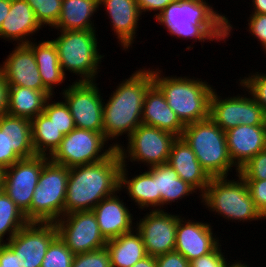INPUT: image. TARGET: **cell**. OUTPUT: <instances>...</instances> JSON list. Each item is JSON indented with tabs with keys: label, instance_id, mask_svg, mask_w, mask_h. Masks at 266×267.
<instances>
[{
	"label": "cell",
	"instance_id": "1",
	"mask_svg": "<svg viewBox=\"0 0 266 267\" xmlns=\"http://www.w3.org/2000/svg\"><path fill=\"white\" fill-rule=\"evenodd\" d=\"M218 12L205 0H177L167 5L155 19L178 39L226 42L234 28L228 17Z\"/></svg>",
	"mask_w": 266,
	"mask_h": 267
},
{
	"label": "cell",
	"instance_id": "2",
	"mask_svg": "<svg viewBox=\"0 0 266 267\" xmlns=\"http://www.w3.org/2000/svg\"><path fill=\"white\" fill-rule=\"evenodd\" d=\"M143 67L118 84L115 91L109 95L103 104V134L108 141H115L112 145L117 149L118 137L127 135L142 123V108L144 97L148 89L154 84L152 69Z\"/></svg>",
	"mask_w": 266,
	"mask_h": 267
},
{
	"label": "cell",
	"instance_id": "3",
	"mask_svg": "<svg viewBox=\"0 0 266 267\" xmlns=\"http://www.w3.org/2000/svg\"><path fill=\"white\" fill-rule=\"evenodd\" d=\"M121 166L116 149L103 161L69 168L64 215L91 211L101 200L118 192Z\"/></svg>",
	"mask_w": 266,
	"mask_h": 267
},
{
	"label": "cell",
	"instance_id": "4",
	"mask_svg": "<svg viewBox=\"0 0 266 267\" xmlns=\"http://www.w3.org/2000/svg\"><path fill=\"white\" fill-rule=\"evenodd\" d=\"M155 69L152 68L154 84L164 94L168 106L184 125L209 118L213 85L190 76H165L163 70Z\"/></svg>",
	"mask_w": 266,
	"mask_h": 267
},
{
	"label": "cell",
	"instance_id": "5",
	"mask_svg": "<svg viewBox=\"0 0 266 267\" xmlns=\"http://www.w3.org/2000/svg\"><path fill=\"white\" fill-rule=\"evenodd\" d=\"M57 32L53 43L57 48L59 62L64 75L69 71L78 75L75 82H92L98 78L101 55L96 30H69ZM99 48V49H98ZM99 71V72H98ZM97 77V78H96Z\"/></svg>",
	"mask_w": 266,
	"mask_h": 267
},
{
	"label": "cell",
	"instance_id": "6",
	"mask_svg": "<svg viewBox=\"0 0 266 267\" xmlns=\"http://www.w3.org/2000/svg\"><path fill=\"white\" fill-rule=\"evenodd\" d=\"M234 180L227 177H212L201 195V203L206 209L231 222H262L261 211L251 198L245 180L237 174ZM236 180V181H235Z\"/></svg>",
	"mask_w": 266,
	"mask_h": 267
},
{
	"label": "cell",
	"instance_id": "7",
	"mask_svg": "<svg viewBox=\"0 0 266 267\" xmlns=\"http://www.w3.org/2000/svg\"><path fill=\"white\" fill-rule=\"evenodd\" d=\"M181 137L191 147L202 168L211 178L227 177L232 169L236 170V175L239 174V169L228 152L225 131L210 118L185 125Z\"/></svg>",
	"mask_w": 266,
	"mask_h": 267
},
{
	"label": "cell",
	"instance_id": "8",
	"mask_svg": "<svg viewBox=\"0 0 266 267\" xmlns=\"http://www.w3.org/2000/svg\"><path fill=\"white\" fill-rule=\"evenodd\" d=\"M69 168L44 164L30 204V222H56L64 215Z\"/></svg>",
	"mask_w": 266,
	"mask_h": 267
},
{
	"label": "cell",
	"instance_id": "9",
	"mask_svg": "<svg viewBox=\"0 0 266 267\" xmlns=\"http://www.w3.org/2000/svg\"><path fill=\"white\" fill-rule=\"evenodd\" d=\"M107 143L109 141L103 132L75 128L63 137L49 159L68 168L94 164L108 158L116 150L112 144L108 146Z\"/></svg>",
	"mask_w": 266,
	"mask_h": 267
},
{
	"label": "cell",
	"instance_id": "10",
	"mask_svg": "<svg viewBox=\"0 0 266 267\" xmlns=\"http://www.w3.org/2000/svg\"><path fill=\"white\" fill-rule=\"evenodd\" d=\"M176 138L170 132L141 124L127 138V146L121 144L117 150L122 164L138 162L147 164L148 168L168 162L171 146Z\"/></svg>",
	"mask_w": 266,
	"mask_h": 267
},
{
	"label": "cell",
	"instance_id": "11",
	"mask_svg": "<svg viewBox=\"0 0 266 267\" xmlns=\"http://www.w3.org/2000/svg\"><path fill=\"white\" fill-rule=\"evenodd\" d=\"M72 84V85H71ZM61 91L70 109L76 128L103 132V104L101 89L92 82H72Z\"/></svg>",
	"mask_w": 266,
	"mask_h": 267
},
{
	"label": "cell",
	"instance_id": "12",
	"mask_svg": "<svg viewBox=\"0 0 266 267\" xmlns=\"http://www.w3.org/2000/svg\"><path fill=\"white\" fill-rule=\"evenodd\" d=\"M249 94L248 96H246ZM222 98L213 90L210 99L209 118L223 131H227L240 124L266 125V113L248 92Z\"/></svg>",
	"mask_w": 266,
	"mask_h": 267
},
{
	"label": "cell",
	"instance_id": "13",
	"mask_svg": "<svg viewBox=\"0 0 266 267\" xmlns=\"http://www.w3.org/2000/svg\"><path fill=\"white\" fill-rule=\"evenodd\" d=\"M47 156L36 155L21 159L3 169L2 186L7 196L25 214L30 222V204Z\"/></svg>",
	"mask_w": 266,
	"mask_h": 267
},
{
	"label": "cell",
	"instance_id": "14",
	"mask_svg": "<svg viewBox=\"0 0 266 267\" xmlns=\"http://www.w3.org/2000/svg\"><path fill=\"white\" fill-rule=\"evenodd\" d=\"M55 225L59 238L74 255L99 250L107 244L92 210L65 214Z\"/></svg>",
	"mask_w": 266,
	"mask_h": 267
},
{
	"label": "cell",
	"instance_id": "15",
	"mask_svg": "<svg viewBox=\"0 0 266 267\" xmlns=\"http://www.w3.org/2000/svg\"><path fill=\"white\" fill-rule=\"evenodd\" d=\"M57 236L54 222H28L6 244L18 254L20 267H41L49 245Z\"/></svg>",
	"mask_w": 266,
	"mask_h": 267
},
{
	"label": "cell",
	"instance_id": "16",
	"mask_svg": "<svg viewBox=\"0 0 266 267\" xmlns=\"http://www.w3.org/2000/svg\"><path fill=\"white\" fill-rule=\"evenodd\" d=\"M151 210L146 212L135 228L140 232L147 255L157 257L175 251L176 229L180 215Z\"/></svg>",
	"mask_w": 266,
	"mask_h": 267
},
{
	"label": "cell",
	"instance_id": "17",
	"mask_svg": "<svg viewBox=\"0 0 266 267\" xmlns=\"http://www.w3.org/2000/svg\"><path fill=\"white\" fill-rule=\"evenodd\" d=\"M209 223L178 217L175 251L189 262L212 252L219 244V237L213 234Z\"/></svg>",
	"mask_w": 266,
	"mask_h": 267
},
{
	"label": "cell",
	"instance_id": "18",
	"mask_svg": "<svg viewBox=\"0 0 266 267\" xmlns=\"http://www.w3.org/2000/svg\"><path fill=\"white\" fill-rule=\"evenodd\" d=\"M0 64L8 85L47 90L41 81L33 51L27 45H16Z\"/></svg>",
	"mask_w": 266,
	"mask_h": 267
},
{
	"label": "cell",
	"instance_id": "19",
	"mask_svg": "<svg viewBox=\"0 0 266 267\" xmlns=\"http://www.w3.org/2000/svg\"><path fill=\"white\" fill-rule=\"evenodd\" d=\"M228 152L240 169L251 158L266 149V125H238L225 131Z\"/></svg>",
	"mask_w": 266,
	"mask_h": 267
},
{
	"label": "cell",
	"instance_id": "20",
	"mask_svg": "<svg viewBox=\"0 0 266 267\" xmlns=\"http://www.w3.org/2000/svg\"><path fill=\"white\" fill-rule=\"evenodd\" d=\"M105 7L106 15L111 20L112 31L117 36L119 45L128 50L136 39L138 21L142 19L136 0H99V7ZM140 18V19H139Z\"/></svg>",
	"mask_w": 266,
	"mask_h": 267
},
{
	"label": "cell",
	"instance_id": "21",
	"mask_svg": "<svg viewBox=\"0 0 266 267\" xmlns=\"http://www.w3.org/2000/svg\"><path fill=\"white\" fill-rule=\"evenodd\" d=\"M120 190L101 200L93 209L101 234L106 240L119 237L135 228L133 214L117 195Z\"/></svg>",
	"mask_w": 266,
	"mask_h": 267
},
{
	"label": "cell",
	"instance_id": "22",
	"mask_svg": "<svg viewBox=\"0 0 266 267\" xmlns=\"http://www.w3.org/2000/svg\"><path fill=\"white\" fill-rule=\"evenodd\" d=\"M40 29L42 26L29 3L26 0H11L10 11L0 27V38L14 44L16 41L15 45H27L31 42V36Z\"/></svg>",
	"mask_w": 266,
	"mask_h": 267
},
{
	"label": "cell",
	"instance_id": "23",
	"mask_svg": "<svg viewBox=\"0 0 266 267\" xmlns=\"http://www.w3.org/2000/svg\"><path fill=\"white\" fill-rule=\"evenodd\" d=\"M178 174V177L189 183L200 193L205 192L211 177L202 168L195 153L182 137L173 142L167 162Z\"/></svg>",
	"mask_w": 266,
	"mask_h": 267
},
{
	"label": "cell",
	"instance_id": "24",
	"mask_svg": "<svg viewBox=\"0 0 266 267\" xmlns=\"http://www.w3.org/2000/svg\"><path fill=\"white\" fill-rule=\"evenodd\" d=\"M142 123L181 137L185 125L168 106L161 90L153 84L145 94L142 108Z\"/></svg>",
	"mask_w": 266,
	"mask_h": 267
},
{
	"label": "cell",
	"instance_id": "25",
	"mask_svg": "<svg viewBox=\"0 0 266 267\" xmlns=\"http://www.w3.org/2000/svg\"><path fill=\"white\" fill-rule=\"evenodd\" d=\"M128 164H122L120 170V191H126L128 197L141 210H160V193H157L156 181L153 179V166L128 179ZM152 207V208H151ZM157 207V208H156ZM151 208V209H150ZM154 208V209H153Z\"/></svg>",
	"mask_w": 266,
	"mask_h": 267
},
{
	"label": "cell",
	"instance_id": "26",
	"mask_svg": "<svg viewBox=\"0 0 266 267\" xmlns=\"http://www.w3.org/2000/svg\"><path fill=\"white\" fill-rule=\"evenodd\" d=\"M27 46L33 51L43 86L54 95L56 85L64 83L66 79L56 46L52 40L39 41L38 44L32 40Z\"/></svg>",
	"mask_w": 266,
	"mask_h": 267
},
{
	"label": "cell",
	"instance_id": "27",
	"mask_svg": "<svg viewBox=\"0 0 266 267\" xmlns=\"http://www.w3.org/2000/svg\"><path fill=\"white\" fill-rule=\"evenodd\" d=\"M105 247L109 252L111 267H132L147 256L143 238L136 228L107 240Z\"/></svg>",
	"mask_w": 266,
	"mask_h": 267
},
{
	"label": "cell",
	"instance_id": "28",
	"mask_svg": "<svg viewBox=\"0 0 266 267\" xmlns=\"http://www.w3.org/2000/svg\"><path fill=\"white\" fill-rule=\"evenodd\" d=\"M97 10L99 0H62L61 14L53 28L61 31L96 29L92 19Z\"/></svg>",
	"mask_w": 266,
	"mask_h": 267
},
{
	"label": "cell",
	"instance_id": "29",
	"mask_svg": "<svg viewBox=\"0 0 266 267\" xmlns=\"http://www.w3.org/2000/svg\"><path fill=\"white\" fill-rule=\"evenodd\" d=\"M153 179L156 181L157 193H160V210H164L165 205L197 192L193 186L179 178L168 163L153 166Z\"/></svg>",
	"mask_w": 266,
	"mask_h": 267
},
{
	"label": "cell",
	"instance_id": "30",
	"mask_svg": "<svg viewBox=\"0 0 266 267\" xmlns=\"http://www.w3.org/2000/svg\"><path fill=\"white\" fill-rule=\"evenodd\" d=\"M52 95L48 90L9 85L7 114L32 120L43 112L46 100Z\"/></svg>",
	"mask_w": 266,
	"mask_h": 267
},
{
	"label": "cell",
	"instance_id": "31",
	"mask_svg": "<svg viewBox=\"0 0 266 267\" xmlns=\"http://www.w3.org/2000/svg\"><path fill=\"white\" fill-rule=\"evenodd\" d=\"M31 126L36 155L50 157L59 147L64 135L44 112L31 120Z\"/></svg>",
	"mask_w": 266,
	"mask_h": 267
},
{
	"label": "cell",
	"instance_id": "32",
	"mask_svg": "<svg viewBox=\"0 0 266 267\" xmlns=\"http://www.w3.org/2000/svg\"><path fill=\"white\" fill-rule=\"evenodd\" d=\"M8 140L9 148H12L21 159L36 156L30 119L8 115Z\"/></svg>",
	"mask_w": 266,
	"mask_h": 267
},
{
	"label": "cell",
	"instance_id": "33",
	"mask_svg": "<svg viewBox=\"0 0 266 267\" xmlns=\"http://www.w3.org/2000/svg\"><path fill=\"white\" fill-rule=\"evenodd\" d=\"M28 222L25 214L3 191L0 194V244L8 242ZM5 235H9L6 240Z\"/></svg>",
	"mask_w": 266,
	"mask_h": 267
},
{
	"label": "cell",
	"instance_id": "34",
	"mask_svg": "<svg viewBox=\"0 0 266 267\" xmlns=\"http://www.w3.org/2000/svg\"><path fill=\"white\" fill-rule=\"evenodd\" d=\"M54 96L49 97L44 105L43 112L51 119V122L65 136L75 129L73 117L66 102L52 101ZM51 101V102H50Z\"/></svg>",
	"mask_w": 266,
	"mask_h": 267
},
{
	"label": "cell",
	"instance_id": "35",
	"mask_svg": "<svg viewBox=\"0 0 266 267\" xmlns=\"http://www.w3.org/2000/svg\"><path fill=\"white\" fill-rule=\"evenodd\" d=\"M41 26L53 28L59 20L62 0H26Z\"/></svg>",
	"mask_w": 266,
	"mask_h": 267
},
{
	"label": "cell",
	"instance_id": "36",
	"mask_svg": "<svg viewBox=\"0 0 266 267\" xmlns=\"http://www.w3.org/2000/svg\"><path fill=\"white\" fill-rule=\"evenodd\" d=\"M74 254L57 236L49 245L41 267H71Z\"/></svg>",
	"mask_w": 266,
	"mask_h": 267
},
{
	"label": "cell",
	"instance_id": "37",
	"mask_svg": "<svg viewBox=\"0 0 266 267\" xmlns=\"http://www.w3.org/2000/svg\"><path fill=\"white\" fill-rule=\"evenodd\" d=\"M250 74L243 79L240 77L239 86L243 88V91L249 92L266 113V73L252 72Z\"/></svg>",
	"mask_w": 266,
	"mask_h": 267
},
{
	"label": "cell",
	"instance_id": "38",
	"mask_svg": "<svg viewBox=\"0 0 266 267\" xmlns=\"http://www.w3.org/2000/svg\"><path fill=\"white\" fill-rule=\"evenodd\" d=\"M71 267H111L108 250L105 248L75 254Z\"/></svg>",
	"mask_w": 266,
	"mask_h": 267
},
{
	"label": "cell",
	"instance_id": "39",
	"mask_svg": "<svg viewBox=\"0 0 266 267\" xmlns=\"http://www.w3.org/2000/svg\"><path fill=\"white\" fill-rule=\"evenodd\" d=\"M21 158L9 148L8 140V114L0 115V167H10Z\"/></svg>",
	"mask_w": 266,
	"mask_h": 267
},
{
	"label": "cell",
	"instance_id": "40",
	"mask_svg": "<svg viewBox=\"0 0 266 267\" xmlns=\"http://www.w3.org/2000/svg\"><path fill=\"white\" fill-rule=\"evenodd\" d=\"M244 180L266 179V149L259 152L239 169Z\"/></svg>",
	"mask_w": 266,
	"mask_h": 267
},
{
	"label": "cell",
	"instance_id": "41",
	"mask_svg": "<svg viewBox=\"0 0 266 267\" xmlns=\"http://www.w3.org/2000/svg\"><path fill=\"white\" fill-rule=\"evenodd\" d=\"M221 246L220 243L212 252L191 261L190 267H229L231 262H227Z\"/></svg>",
	"mask_w": 266,
	"mask_h": 267
},
{
	"label": "cell",
	"instance_id": "42",
	"mask_svg": "<svg viewBox=\"0 0 266 267\" xmlns=\"http://www.w3.org/2000/svg\"><path fill=\"white\" fill-rule=\"evenodd\" d=\"M248 32L261 43V49L266 48V14H250Z\"/></svg>",
	"mask_w": 266,
	"mask_h": 267
},
{
	"label": "cell",
	"instance_id": "43",
	"mask_svg": "<svg viewBox=\"0 0 266 267\" xmlns=\"http://www.w3.org/2000/svg\"><path fill=\"white\" fill-rule=\"evenodd\" d=\"M245 182L256 207L262 212L266 208V179L245 180Z\"/></svg>",
	"mask_w": 266,
	"mask_h": 267
},
{
	"label": "cell",
	"instance_id": "44",
	"mask_svg": "<svg viewBox=\"0 0 266 267\" xmlns=\"http://www.w3.org/2000/svg\"><path fill=\"white\" fill-rule=\"evenodd\" d=\"M157 267H190V262L176 251L156 257Z\"/></svg>",
	"mask_w": 266,
	"mask_h": 267
},
{
	"label": "cell",
	"instance_id": "45",
	"mask_svg": "<svg viewBox=\"0 0 266 267\" xmlns=\"http://www.w3.org/2000/svg\"><path fill=\"white\" fill-rule=\"evenodd\" d=\"M136 1L141 15L149 11L150 13L154 11V13L157 12V14L155 13V15L153 16L156 18L167 5L176 2L177 0H136Z\"/></svg>",
	"mask_w": 266,
	"mask_h": 267
},
{
	"label": "cell",
	"instance_id": "46",
	"mask_svg": "<svg viewBox=\"0 0 266 267\" xmlns=\"http://www.w3.org/2000/svg\"><path fill=\"white\" fill-rule=\"evenodd\" d=\"M0 267H20L18 254H16L6 243L0 244Z\"/></svg>",
	"mask_w": 266,
	"mask_h": 267
},
{
	"label": "cell",
	"instance_id": "47",
	"mask_svg": "<svg viewBox=\"0 0 266 267\" xmlns=\"http://www.w3.org/2000/svg\"><path fill=\"white\" fill-rule=\"evenodd\" d=\"M9 103V85L4 78L3 71L0 67V115L7 114Z\"/></svg>",
	"mask_w": 266,
	"mask_h": 267
},
{
	"label": "cell",
	"instance_id": "48",
	"mask_svg": "<svg viewBox=\"0 0 266 267\" xmlns=\"http://www.w3.org/2000/svg\"><path fill=\"white\" fill-rule=\"evenodd\" d=\"M132 267H157L156 257L147 255L143 259L136 262Z\"/></svg>",
	"mask_w": 266,
	"mask_h": 267
},
{
	"label": "cell",
	"instance_id": "49",
	"mask_svg": "<svg viewBox=\"0 0 266 267\" xmlns=\"http://www.w3.org/2000/svg\"><path fill=\"white\" fill-rule=\"evenodd\" d=\"M11 7V0H0V27L8 15Z\"/></svg>",
	"mask_w": 266,
	"mask_h": 267
},
{
	"label": "cell",
	"instance_id": "50",
	"mask_svg": "<svg viewBox=\"0 0 266 267\" xmlns=\"http://www.w3.org/2000/svg\"><path fill=\"white\" fill-rule=\"evenodd\" d=\"M254 7L251 14H266V0H252Z\"/></svg>",
	"mask_w": 266,
	"mask_h": 267
},
{
	"label": "cell",
	"instance_id": "51",
	"mask_svg": "<svg viewBox=\"0 0 266 267\" xmlns=\"http://www.w3.org/2000/svg\"><path fill=\"white\" fill-rule=\"evenodd\" d=\"M234 261H235L234 263L231 262V264L229 265V267H249L248 264H246V263H242L241 260H238V259H237V262H236V260H234ZM232 263H233V264H232Z\"/></svg>",
	"mask_w": 266,
	"mask_h": 267
},
{
	"label": "cell",
	"instance_id": "52",
	"mask_svg": "<svg viewBox=\"0 0 266 267\" xmlns=\"http://www.w3.org/2000/svg\"><path fill=\"white\" fill-rule=\"evenodd\" d=\"M3 169L0 167V185H2Z\"/></svg>",
	"mask_w": 266,
	"mask_h": 267
},
{
	"label": "cell",
	"instance_id": "53",
	"mask_svg": "<svg viewBox=\"0 0 266 267\" xmlns=\"http://www.w3.org/2000/svg\"><path fill=\"white\" fill-rule=\"evenodd\" d=\"M262 219H266V208L261 212Z\"/></svg>",
	"mask_w": 266,
	"mask_h": 267
},
{
	"label": "cell",
	"instance_id": "54",
	"mask_svg": "<svg viewBox=\"0 0 266 267\" xmlns=\"http://www.w3.org/2000/svg\"><path fill=\"white\" fill-rule=\"evenodd\" d=\"M3 192V186L0 185V194Z\"/></svg>",
	"mask_w": 266,
	"mask_h": 267
}]
</instances>
